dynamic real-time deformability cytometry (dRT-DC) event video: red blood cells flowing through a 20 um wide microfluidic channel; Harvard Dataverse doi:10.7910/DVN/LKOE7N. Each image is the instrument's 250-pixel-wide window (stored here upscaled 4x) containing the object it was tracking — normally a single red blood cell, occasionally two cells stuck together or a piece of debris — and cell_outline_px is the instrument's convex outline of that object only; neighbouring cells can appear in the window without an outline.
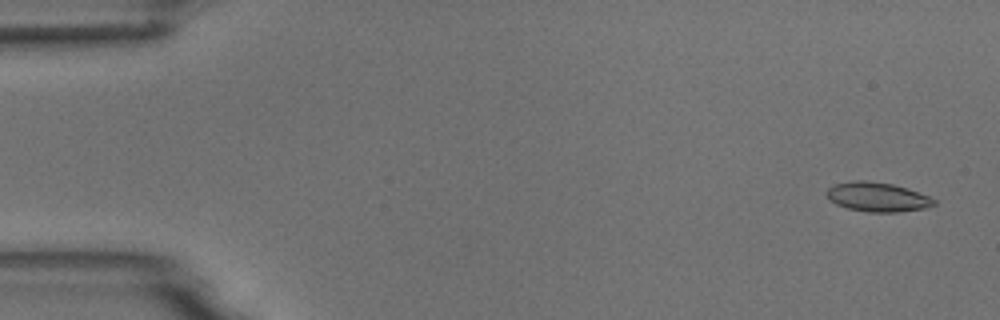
{"species": "common noctule bat (a hibernating species)", "species_latin": "Nyctalus noctula", "temperature_condition": "room temperature", "stored_images_in_passage": 5, "camera_frame_rate_fps": 3000, "um_per_image_px": 0.085, "animal": {"sex": "male", "body_mass_g": 18.8}, "frame": {"image": 1, "passage_image": 1, "time_ms": 0.0, "image_size_px": [1000, 320], "cell_outline_px": [[936, 204], [924, 208], [896, 212], [868, 212], [848, 208], [836, 204], [824, 192], [828, 188], [836, 184], [856, 180], [864, 180], [892, 184], [928, 196], [936, 200]], "centroid_in_image_um": [74.56, 16.75], "position_along_channel_um": 10.4, "area_um2": 17.98}}
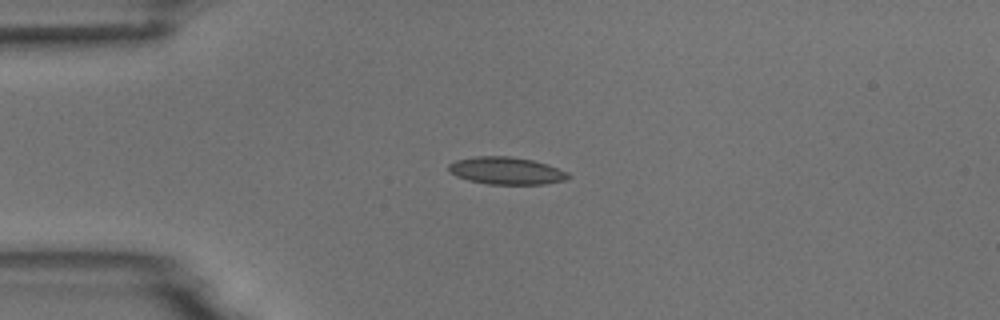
{"frame": {"image": 2, "passage_image": 4, "time_ms": 3.667, "image_size_px": [1000, 320], "cell_outline_px": [[572, 176], [564, 180], [544, 184], [488, 184], [468, 180], [456, 176], [448, 168], [448, 164], [456, 160], [476, 156], [508, 156], [532, 160], [548, 164], [568, 172]], "centroid_in_image_um": [43.05, 14.51], "position_along_channel_um": 41.9, "area_um2": 19.02}}